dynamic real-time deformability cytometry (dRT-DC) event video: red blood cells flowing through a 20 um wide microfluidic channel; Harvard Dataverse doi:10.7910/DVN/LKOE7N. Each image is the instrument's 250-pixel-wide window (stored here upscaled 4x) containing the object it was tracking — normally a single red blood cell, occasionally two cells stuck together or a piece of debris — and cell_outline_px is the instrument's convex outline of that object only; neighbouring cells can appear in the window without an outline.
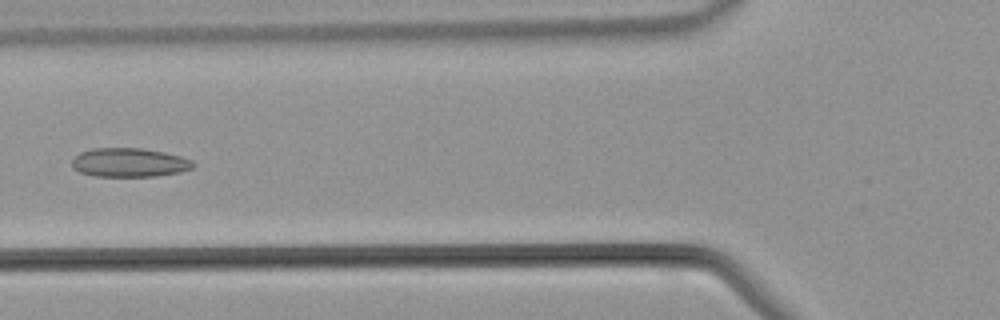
{"species": "common noctule bat (a hibernating species)", "species_latin": "Nyctalus noctula", "temperature_condition": "warm", "stored_images_in_passage": 20, "camera_frame_rate_fps": 3000, "um_per_image_px": 0.085, "animal": {"sex": "male", "body_mass_g": 21.5, "forearm_length_mm": 52.0}, "frame": {"image": 1, "passage_image": 6, "time_ms": 1.667, "image_size_px": [1000, 320], "cell_outline_px": [[196, 164], [192, 168], [180, 172], [156, 176], [92, 176], [80, 172], [72, 168], [72, 160], [80, 152], [92, 148], [140, 148], [164, 152], [180, 156], [192, 160]], "centroid_in_image_um": [10.98, 13.81], "position_along_channel_um": 114.8, "area_um2": 20.46}}